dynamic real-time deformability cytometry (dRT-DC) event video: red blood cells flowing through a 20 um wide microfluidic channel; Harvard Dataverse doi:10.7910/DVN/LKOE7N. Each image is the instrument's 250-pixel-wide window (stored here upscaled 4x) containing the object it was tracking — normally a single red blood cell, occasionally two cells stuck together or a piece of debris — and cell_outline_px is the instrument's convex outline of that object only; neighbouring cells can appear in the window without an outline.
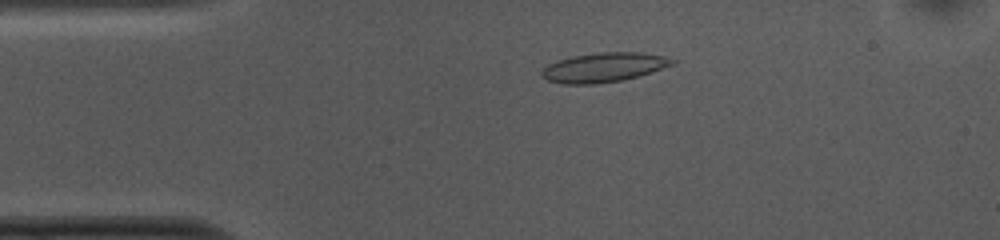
{"species": "common noctule bat (a hibernating species)", "species_latin": "Nyctalus noctula", "temperature_condition": "cold", "stored_images_in_passage": 52, "camera_frame_rate_fps": 3000, "um_per_image_px": 0.085, "animal": {"sex": "female", "body_mass_g": 10.0, "forearm_length_mm": 53.1}, "frame": {"image": 1, "passage_image": 10, "time_ms": 3.0, "image_size_px": [1000, 240], "cell_outline_px": [[676, 64], [624, 80], [596, 84], [564, 84], [548, 80], [540, 76], [540, 72], [548, 64], [556, 60], [572, 56], [596, 52], [640, 52], [664, 56], [676, 60]], "centroid_in_image_um": [51.3, 5.72], "position_along_channel_um": 33.7, "area_um2": 22.54}}
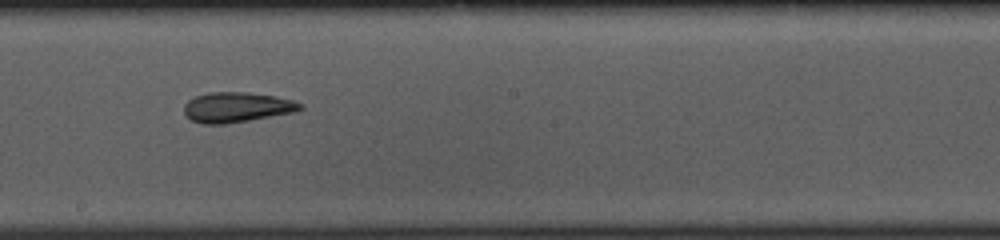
{"frame": {"image": 2, "passage_image": 28, "time_ms": 9.0, "image_size_px": [1000, 240], "cell_outline_px": [[304, 108], [292, 112], [248, 120], [224, 124], [200, 124], [184, 116], [184, 104], [188, 100], [196, 96], [208, 92], [248, 92], [276, 96], [292, 100], [304, 104]], "centroid_in_image_um": [20.09, 9.11], "position_along_channel_um": 228.1, "area_um2": 20.4}}
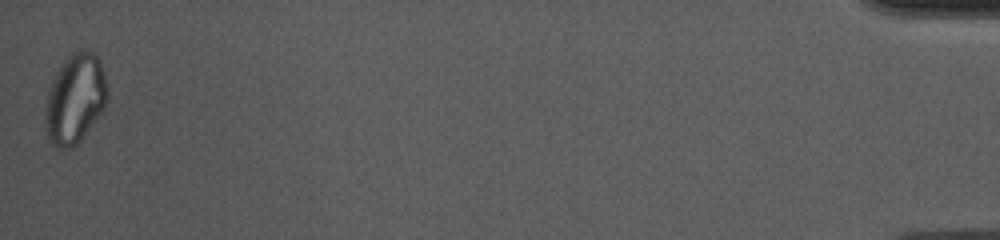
{"frame": {"image": 3, "passage_image": 52, "time_ms": 17.0, "image_size_px": [1000, 240], "cell_outline_px": [[108, 100], [104, 108], [80, 140], [72, 148], [56, 148], [48, 140], [44, 124], [44, 112], [48, 88], [56, 72], [64, 60], [72, 52], [80, 48], [92, 52], [100, 60], [104, 72], [108, 88]], "centroid_in_image_um": [6.36, 8.39], "position_along_channel_um": 428.8, "area_um2": 32.83}, "authors_computed_cell_mechanics": {"area_um2": 21.7328, "velocity_mm_per_s": 3.7422, "shape_relaxation_time_tau1_ms": null, "shape_relaxation_time_tau2_ms": 2.8097, "deformation_change_tau1": null, "deformation_change_tau2": 0.0889}}